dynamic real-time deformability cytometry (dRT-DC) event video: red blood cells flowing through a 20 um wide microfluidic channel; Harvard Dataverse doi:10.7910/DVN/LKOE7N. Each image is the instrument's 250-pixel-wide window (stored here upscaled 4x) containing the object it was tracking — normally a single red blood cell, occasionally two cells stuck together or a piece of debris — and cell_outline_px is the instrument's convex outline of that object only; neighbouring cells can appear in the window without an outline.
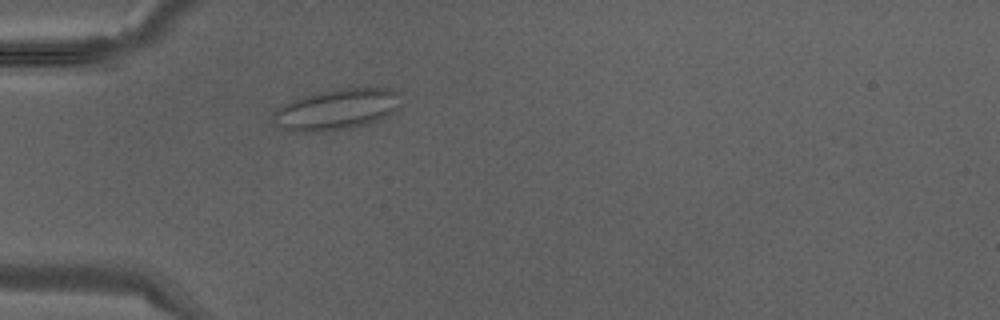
{"species": "Egyptian fruit bat (a non-hibernating species)", "species_latin": "Rousettus aegyptiacus", "temperature_condition": "warm", "stored_images_in_passage": 36, "camera_frame_rate_fps": 3000, "um_per_image_px": 0.085, "animal": {"sex": "male"}, "frame": {"image": 1, "passage_image": 8, "time_ms": 2.333, "image_size_px": [1000, 320], "cell_outline_px": [[396, 108], [388, 116], [368, 124], [328, 132], [300, 132], [284, 128], [280, 124], [276, 116], [276, 112], [284, 104], [292, 100], [316, 92], [340, 88], [368, 84], [392, 88], [396, 92]], "centroid_in_image_um": [28.71, 9.25], "position_along_channel_um": 56.3, "area_um2": 30.35}}
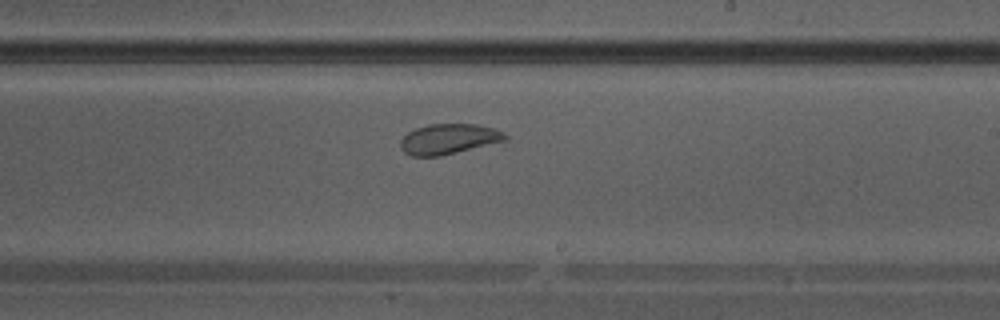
{"frame": {"image": 2, "passage_image": 20, "time_ms": 6.333, "image_size_px": [1000, 320], "cell_outline_px": [[508, 140], [440, 156], [412, 156], [404, 152], [400, 148], [400, 140], [408, 132], [416, 128], [428, 124], [476, 124], [492, 128], [504, 132], [508, 136]], "centroid_in_image_um": [38.14, 11.81], "position_along_channel_um": 250.9, "area_um2": 18.5}}
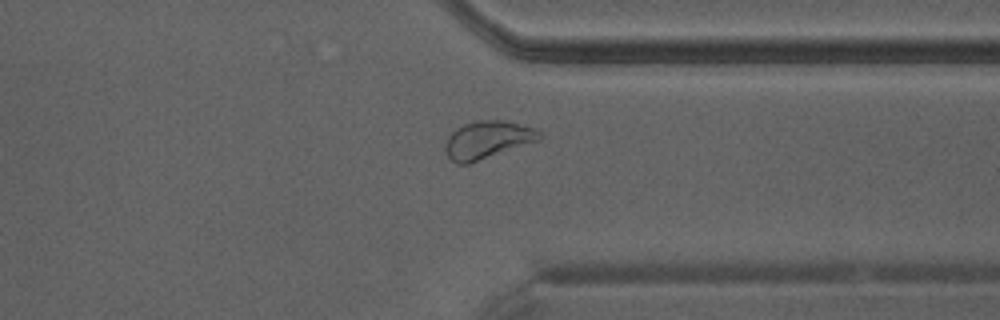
{"frame": {"image": 3, "passage_image": 27, "time_ms": 8.667, "image_size_px": [1000, 320], "cell_outline_px": [[544, 136], [540, 140], [468, 164], [456, 164], [448, 156], [444, 148], [448, 136], [456, 128], [464, 124], [476, 120], [500, 120], [536, 128]], "centroid_in_image_um": [41.44, 11.88], "position_along_channel_um": 370.0, "area_um2": 20.63}}